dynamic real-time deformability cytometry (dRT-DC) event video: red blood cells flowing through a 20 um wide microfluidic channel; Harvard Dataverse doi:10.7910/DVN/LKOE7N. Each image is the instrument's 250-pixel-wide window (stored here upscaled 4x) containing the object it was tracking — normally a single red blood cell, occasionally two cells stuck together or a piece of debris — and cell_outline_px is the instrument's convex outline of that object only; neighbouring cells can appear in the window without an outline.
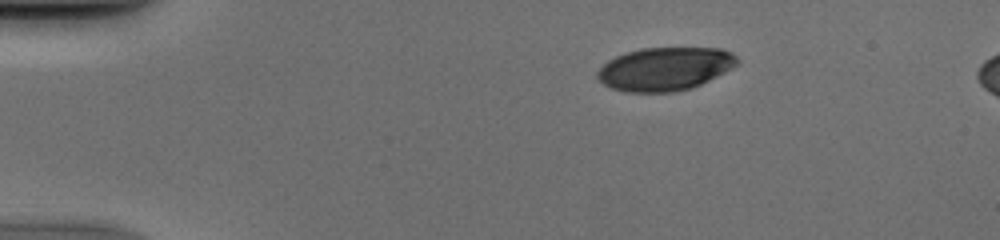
{"species": "human", "species_latin": "Homo sapiens", "temperature_condition": "cold", "stored_images_in_passage": 44, "camera_frame_rate_fps": 3000, "um_per_image_px": 0.085, "donor": {"sex": "male"}, "frame": {"image": 1, "passage_image": 2, "time_ms": 0.333, "image_size_px": [1000, 240], "cell_outline_px": [[740, 60], [732, 68], [692, 88], [672, 92], [624, 92], [612, 88], [604, 84], [596, 76], [596, 72], [608, 60], [624, 52], [640, 48], [720, 48], [732, 52]], "centroid_in_image_um": [56.5, 5.85], "position_along_channel_um": 28.5, "area_um2": 35.26}}
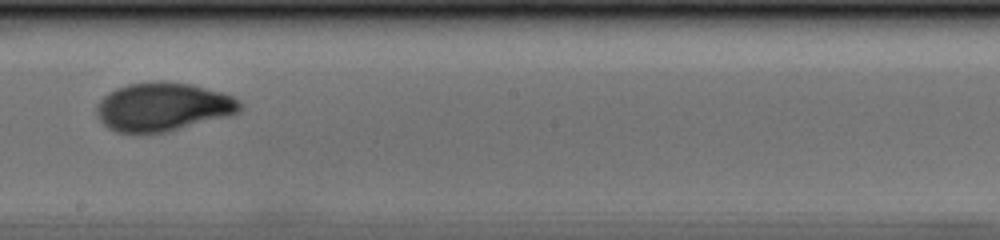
{"frame": {"image": 2, "passage_image": 23, "time_ms": 7.333, "image_size_px": [1000, 240], "cell_outline_px": [[244, 108], [240, 112], [228, 116], [168, 132], [140, 136], [116, 132], [108, 128], [96, 116], [96, 104], [108, 92], [116, 88], [128, 84], [188, 84], [220, 92], [232, 96], [240, 100], [244, 104]], "centroid_in_image_um": [13.83, 9.17], "position_along_channel_um": 234.4, "area_um2": 40.58}}
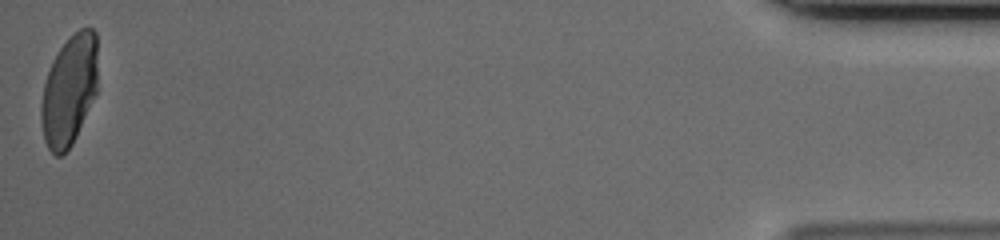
{"frame": {"image": 3, "passage_image": 44, "time_ms": 14.333, "image_size_px": [1000, 240], "cell_outline_px": [[96, 92], [76, 136], [72, 144], [60, 156], [56, 156], [48, 148], [44, 140], [40, 120], [40, 104], [44, 84], [52, 60], [60, 48], [80, 28], [92, 28], [96, 32]], "centroid_in_image_um": [5.85, 7.7], "position_along_channel_um": 429.4, "area_um2": 35.95}}